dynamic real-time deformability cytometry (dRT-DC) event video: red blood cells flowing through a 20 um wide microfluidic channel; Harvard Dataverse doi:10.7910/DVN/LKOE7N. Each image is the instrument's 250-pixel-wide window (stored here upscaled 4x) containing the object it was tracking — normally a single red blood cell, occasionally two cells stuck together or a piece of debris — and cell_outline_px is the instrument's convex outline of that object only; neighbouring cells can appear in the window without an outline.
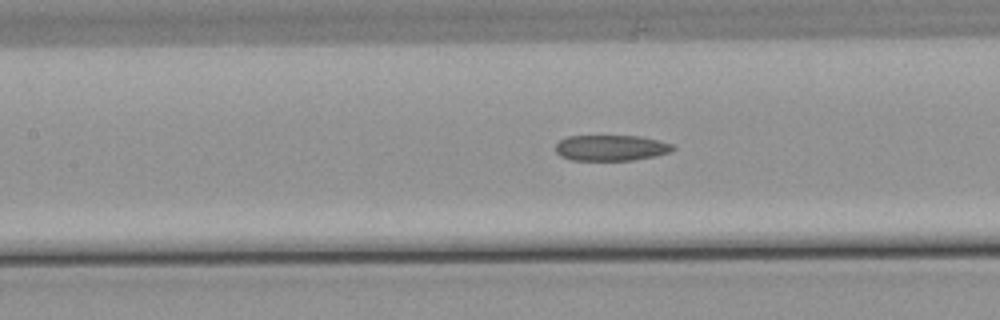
{"species": "common noctule bat (a hibernating species)", "species_latin": "Nyctalus noctula", "temperature_condition": "warm", "stored_images_in_passage": 55, "camera_frame_rate_fps": 3000, "um_per_image_px": 0.085, "animal": {"sex": "male", "body_mass_g": 21.5, "forearm_length_mm": 52.0}, "frame": {"image": 1, "passage_image": 24, "time_ms": 7.667, "image_size_px": [1000, 320], "cell_outline_px": [[676, 148], [672, 152], [656, 156], [632, 160], [572, 160], [560, 156], [556, 152], [556, 144], [560, 140], [568, 136], [640, 136], [672, 144]], "centroid_in_image_um": [51.95, 12.57], "position_along_channel_um": 155.5, "area_um2": 17.63}}
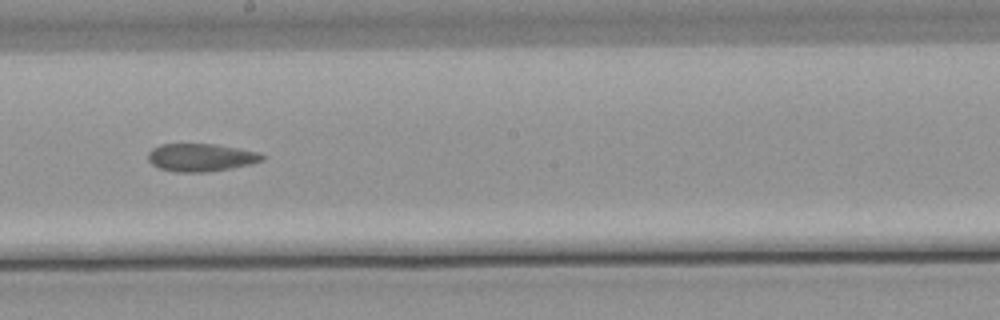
{"frame": {"image": 2, "passage_image": 30, "time_ms": 9.667, "image_size_px": [1000, 320], "cell_outline_px": [[264, 160], [252, 164], [232, 168], [208, 172], [176, 172], [160, 168], [152, 164], [148, 160], [148, 152], [152, 148], [160, 144], [212, 144], [260, 152], [264, 156]], "centroid_in_image_um": [17.08, 13.39], "position_along_channel_um": 231.1, "area_um2": 18.55}}
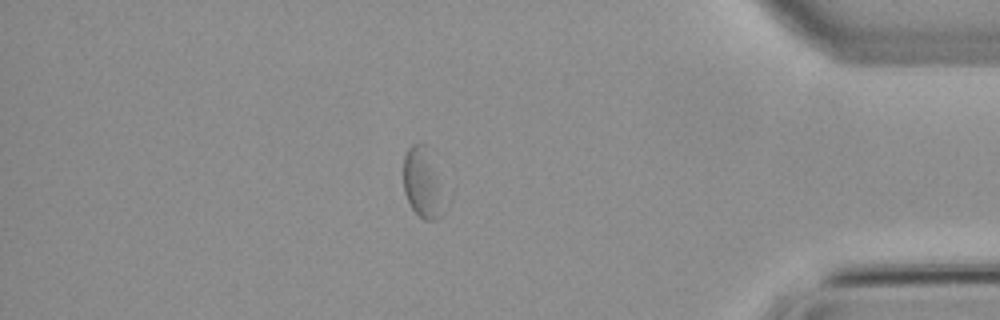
{"frame": {"image": 3, "passage_image": 46, "time_ms": 15.0, "image_size_px": [1000, 320], "cell_outline_px": [[444, 212], [436, 220], [424, 220], [412, 208], [404, 192], [404, 156], [408, 148], [412, 144], [428, 144]], "centroid_in_image_um": [35.86, 15.54], "position_along_channel_um": 399.3, "area_um2": 15.84}, "authors_computed_cell_mechanics": {"area_um2": 19.4786, "velocity_mm_per_s": 3.8034, "shape_relaxation_time_tau1_ms": null, "shape_relaxation_time_tau2_ms": 3.0432, "deformation_change_tau1": null, "deformation_change_tau2": 0.0777}}